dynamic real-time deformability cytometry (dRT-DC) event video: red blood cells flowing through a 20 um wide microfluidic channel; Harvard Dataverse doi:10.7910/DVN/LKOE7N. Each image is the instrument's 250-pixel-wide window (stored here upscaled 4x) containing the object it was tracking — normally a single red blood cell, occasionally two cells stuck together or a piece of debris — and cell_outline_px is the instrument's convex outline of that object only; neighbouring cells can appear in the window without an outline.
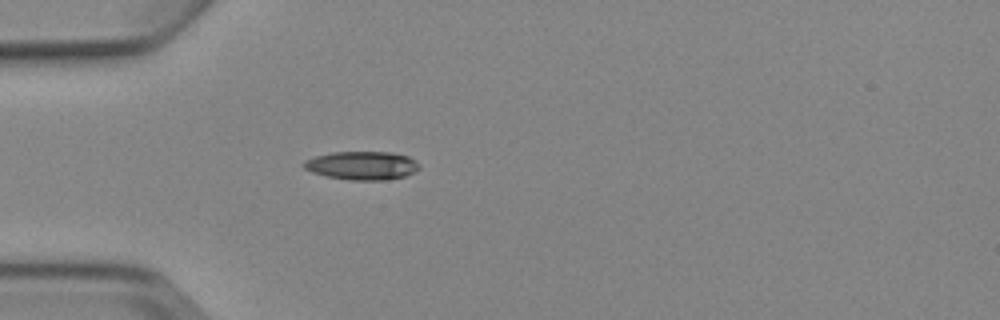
{"species": "Egyptian fruit bat (a non-hibernating species)", "species_latin": "Rousettus aegyptiacus", "temperature_condition": "cold", "stored_images_in_passage": 4, "camera_frame_rate_fps": 3000, "um_per_image_px": 0.085, "animal": {"sex": "female"}, "frame": {"image": 1, "passage_image": 4, "time_ms": 3.667, "image_size_px": [1000, 320], "cell_outline_px": [[420, 168], [404, 176], [384, 180], [352, 180], [328, 176], [312, 172], [304, 168], [300, 164], [304, 160], [316, 156], [332, 152], [392, 152], [408, 156], [416, 160], [420, 164]], "centroid_in_image_um": [30.77, 14.06], "position_along_channel_um": 54.2, "area_um2": 19.13}}